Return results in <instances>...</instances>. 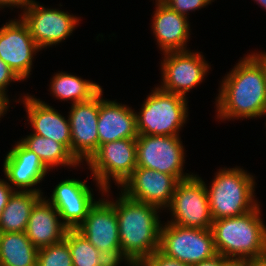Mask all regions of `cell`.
<instances>
[{"label":"cell","instance_id":"8fae6325","mask_svg":"<svg viewBox=\"0 0 266 266\" xmlns=\"http://www.w3.org/2000/svg\"><path fill=\"white\" fill-rule=\"evenodd\" d=\"M161 61L162 90L187 97L191 89L199 85L208 73L209 63L200 52L171 51L163 53Z\"/></svg>","mask_w":266,"mask_h":266},{"label":"cell","instance_id":"44dd1931","mask_svg":"<svg viewBox=\"0 0 266 266\" xmlns=\"http://www.w3.org/2000/svg\"><path fill=\"white\" fill-rule=\"evenodd\" d=\"M46 198L48 197L42 196L33 206L25 231L28 239L38 249L61 242L69 229Z\"/></svg>","mask_w":266,"mask_h":266},{"label":"cell","instance_id":"836d02e7","mask_svg":"<svg viewBox=\"0 0 266 266\" xmlns=\"http://www.w3.org/2000/svg\"><path fill=\"white\" fill-rule=\"evenodd\" d=\"M191 266H223V256L217 254L208 260H204Z\"/></svg>","mask_w":266,"mask_h":266},{"label":"cell","instance_id":"2e32d148","mask_svg":"<svg viewBox=\"0 0 266 266\" xmlns=\"http://www.w3.org/2000/svg\"><path fill=\"white\" fill-rule=\"evenodd\" d=\"M85 182L75 178L62 180L53 189L51 199H47L69 229H76L97 201Z\"/></svg>","mask_w":266,"mask_h":266},{"label":"cell","instance_id":"7c38bea8","mask_svg":"<svg viewBox=\"0 0 266 266\" xmlns=\"http://www.w3.org/2000/svg\"><path fill=\"white\" fill-rule=\"evenodd\" d=\"M36 45L42 50L67 39L79 23L80 17L57 8H46L33 0L20 14Z\"/></svg>","mask_w":266,"mask_h":266},{"label":"cell","instance_id":"6da1fadb","mask_svg":"<svg viewBox=\"0 0 266 266\" xmlns=\"http://www.w3.org/2000/svg\"><path fill=\"white\" fill-rule=\"evenodd\" d=\"M247 55L222 79L215 98L217 119L241 120L266 115L264 72L261 64L251 54Z\"/></svg>","mask_w":266,"mask_h":266},{"label":"cell","instance_id":"9a60e30c","mask_svg":"<svg viewBox=\"0 0 266 266\" xmlns=\"http://www.w3.org/2000/svg\"><path fill=\"white\" fill-rule=\"evenodd\" d=\"M179 180L148 168H136L120 186L129 198L164 210L171 202Z\"/></svg>","mask_w":266,"mask_h":266},{"label":"cell","instance_id":"d6a6232c","mask_svg":"<svg viewBox=\"0 0 266 266\" xmlns=\"http://www.w3.org/2000/svg\"><path fill=\"white\" fill-rule=\"evenodd\" d=\"M33 0H0V8H21L24 11Z\"/></svg>","mask_w":266,"mask_h":266},{"label":"cell","instance_id":"484cf974","mask_svg":"<svg viewBox=\"0 0 266 266\" xmlns=\"http://www.w3.org/2000/svg\"><path fill=\"white\" fill-rule=\"evenodd\" d=\"M64 240L69 246L73 266H117L76 229H68Z\"/></svg>","mask_w":266,"mask_h":266},{"label":"cell","instance_id":"4316f807","mask_svg":"<svg viewBox=\"0 0 266 266\" xmlns=\"http://www.w3.org/2000/svg\"><path fill=\"white\" fill-rule=\"evenodd\" d=\"M37 266H73L69 246L65 240L38 249Z\"/></svg>","mask_w":266,"mask_h":266},{"label":"cell","instance_id":"74e56055","mask_svg":"<svg viewBox=\"0 0 266 266\" xmlns=\"http://www.w3.org/2000/svg\"><path fill=\"white\" fill-rule=\"evenodd\" d=\"M255 2H257L258 5H260L263 9L266 10V0H254Z\"/></svg>","mask_w":266,"mask_h":266},{"label":"cell","instance_id":"5b68a950","mask_svg":"<svg viewBox=\"0 0 266 266\" xmlns=\"http://www.w3.org/2000/svg\"><path fill=\"white\" fill-rule=\"evenodd\" d=\"M188 99L155 87L136 112L137 132L142 135L180 136L188 117Z\"/></svg>","mask_w":266,"mask_h":266},{"label":"cell","instance_id":"4dcf8cb0","mask_svg":"<svg viewBox=\"0 0 266 266\" xmlns=\"http://www.w3.org/2000/svg\"><path fill=\"white\" fill-rule=\"evenodd\" d=\"M14 191L15 190L8 184L7 180L0 179V216Z\"/></svg>","mask_w":266,"mask_h":266},{"label":"cell","instance_id":"ac0fdd59","mask_svg":"<svg viewBox=\"0 0 266 266\" xmlns=\"http://www.w3.org/2000/svg\"><path fill=\"white\" fill-rule=\"evenodd\" d=\"M103 90L99 92L98 138L101 144L120 139L138 137L136 112L126 104L116 100L103 99Z\"/></svg>","mask_w":266,"mask_h":266},{"label":"cell","instance_id":"277c9868","mask_svg":"<svg viewBox=\"0 0 266 266\" xmlns=\"http://www.w3.org/2000/svg\"><path fill=\"white\" fill-rule=\"evenodd\" d=\"M254 178L239 167H224L216 172L211 185L206 184L213 221L243 215L260 203L254 199Z\"/></svg>","mask_w":266,"mask_h":266},{"label":"cell","instance_id":"5bb4252c","mask_svg":"<svg viewBox=\"0 0 266 266\" xmlns=\"http://www.w3.org/2000/svg\"><path fill=\"white\" fill-rule=\"evenodd\" d=\"M71 129V154L81 164L99 148V93L92 99L71 105L68 112Z\"/></svg>","mask_w":266,"mask_h":266},{"label":"cell","instance_id":"83f0119b","mask_svg":"<svg viewBox=\"0 0 266 266\" xmlns=\"http://www.w3.org/2000/svg\"><path fill=\"white\" fill-rule=\"evenodd\" d=\"M172 10L187 17L189 11L199 10L211 4L214 0H161Z\"/></svg>","mask_w":266,"mask_h":266},{"label":"cell","instance_id":"603a6c76","mask_svg":"<svg viewBox=\"0 0 266 266\" xmlns=\"http://www.w3.org/2000/svg\"><path fill=\"white\" fill-rule=\"evenodd\" d=\"M37 255L25 232L0 233V266H37Z\"/></svg>","mask_w":266,"mask_h":266},{"label":"cell","instance_id":"ba28073f","mask_svg":"<svg viewBox=\"0 0 266 266\" xmlns=\"http://www.w3.org/2000/svg\"><path fill=\"white\" fill-rule=\"evenodd\" d=\"M167 209L171 212L169 223L195 229L212 227L206 184L196 174L178 182Z\"/></svg>","mask_w":266,"mask_h":266},{"label":"cell","instance_id":"f1b7e54d","mask_svg":"<svg viewBox=\"0 0 266 266\" xmlns=\"http://www.w3.org/2000/svg\"><path fill=\"white\" fill-rule=\"evenodd\" d=\"M137 266H190L179 262L178 260L169 258L159 250L155 251L151 256L144 258Z\"/></svg>","mask_w":266,"mask_h":266},{"label":"cell","instance_id":"e0dca14e","mask_svg":"<svg viewBox=\"0 0 266 266\" xmlns=\"http://www.w3.org/2000/svg\"><path fill=\"white\" fill-rule=\"evenodd\" d=\"M3 171L8 184L15 191H31L43 193L41 189L34 187L40 184L49 170L40 158L31 150L27 149L20 141L7 152ZM10 182V183H9ZM18 187V188H17ZM32 187V188H30Z\"/></svg>","mask_w":266,"mask_h":266},{"label":"cell","instance_id":"7402d4cb","mask_svg":"<svg viewBox=\"0 0 266 266\" xmlns=\"http://www.w3.org/2000/svg\"><path fill=\"white\" fill-rule=\"evenodd\" d=\"M43 193L14 191L0 216V233L25 232L31 210Z\"/></svg>","mask_w":266,"mask_h":266},{"label":"cell","instance_id":"d4e9b609","mask_svg":"<svg viewBox=\"0 0 266 266\" xmlns=\"http://www.w3.org/2000/svg\"><path fill=\"white\" fill-rule=\"evenodd\" d=\"M20 142L29 150L34 152L42 163L50 170L58 166L80 167L81 165L71 152L61 143L50 138L30 133L22 138Z\"/></svg>","mask_w":266,"mask_h":266},{"label":"cell","instance_id":"3957f363","mask_svg":"<svg viewBox=\"0 0 266 266\" xmlns=\"http://www.w3.org/2000/svg\"><path fill=\"white\" fill-rule=\"evenodd\" d=\"M260 204L243 215L212 222L217 254L223 257L260 258L266 256V225Z\"/></svg>","mask_w":266,"mask_h":266},{"label":"cell","instance_id":"7a4b0ae2","mask_svg":"<svg viewBox=\"0 0 266 266\" xmlns=\"http://www.w3.org/2000/svg\"><path fill=\"white\" fill-rule=\"evenodd\" d=\"M121 263L137 266L160 247L161 209L133 200L123 192L115 200Z\"/></svg>","mask_w":266,"mask_h":266},{"label":"cell","instance_id":"ffe728a7","mask_svg":"<svg viewBox=\"0 0 266 266\" xmlns=\"http://www.w3.org/2000/svg\"><path fill=\"white\" fill-rule=\"evenodd\" d=\"M155 1L151 29L160 51L188 50L187 43L191 35L188 17L178 14L161 0Z\"/></svg>","mask_w":266,"mask_h":266},{"label":"cell","instance_id":"d6986e66","mask_svg":"<svg viewBox=\"0 0 266 266\" xmlns=\"http://www.w3.org/2000/svg\"><path fill=\"white\" fill-rule=\"evenodd\" d=\"M33 133L63 144L71 152V129L69 118L58 110L28 93L22 101Z\"/></svg>","mask_w":266,"mask_h":266},{"label":"cell","instance_id":"30bf717a","mask_svg":"<svg viewBox=\"0 0 266 266\" xmlns=\"http://www.w3.org/2000/svg\"><path fill=\"white\" fill-rule=\"evenodd\" d=\"M76 230L117 266L121 264V246L115 200L101 198L96 201Z\"/></svg>","mask_w":266,"mask_h":266},{"label":"cell","instance_id":"cb8c5ba5","mask_svg":"<svg viewBox=\"0 0 266 266\" xmlns=\"http://www.w3.org/2000/svg\"><path fill=\"white\" fill-rule=\"evenodd\" d=\"M50 82V93L57 100L72 101V104L85 102L96 96L102 87L90 80L66 72H58Z\"/></svg>","mask_w":266,"mask_h":266},{"label":"cell","instance_id":"8992f818","mask_svg":"<svg viewBox=\"0 0 266 266\" xmlns=\"http://www.w3.org/2000/svg\"><path fill=\"white\" fill-rule=\"evenodd\" d=\"M86 163L96 187L101 190V194H108V197L111 178L120 188L137 167L136 139H120L101 144Z\"/></svg>","mask_w":266,"mask_h":266},{"label":"cell","instance_id":"f546056e","mask_svg":"<svg viewBox=\"0 0 266 266\" xmlns=\"http://www.w3.org/2000/svg\"><path fill=\"white\" fill-rule=\"evenodd\" d=\"M22 81L17 74L0 58V90L7 93L11 82Z\"/></svg>","mask_w":266,"mask_h":266},{"label":"cell","instance_id":"e575fe53","mask_svg":"<svg viewBox=\"0 0 266 266\" xmlns=\"http://www.w3.org/2000/svg\"><path fill=\"white\" fill-rule=\"evenodd\" d=\"M10 99L8 98L7 93L0 90V118L6 114L9 105H10Z\"/></svg>","mask_w":266,"mask_h":266},{"label":"cell","instance_id":"d590c367","mask_svg":"<svg viewBox=\"0 0 266 266\" xmlns=\"http://www.w3.org/2000/svg\"><path fill=\"white\" fill-rule=\"evenodd\" d=\"M251 55L261 64L264 76H265V83H266V52H256L251 53Z\"/></svg>","mask_w":266,"mask_h":266},{"label":"cell","instance_id":"4fadbf2b","mask_svg":"<svg viewBox=\"0 0 266 266\" xmlns=\"http://www.w3.org/2000/svg\"><path fill=\"white\" fill-rule=\"evenodd\" d=\"M40 50L21 18L0 27V58L22 81L31 75L33 58Z\"/></svg>","mask_w":266,"mask_h":266},{"label":"cell","instance_id":"9c48e42d","mask_svg":"<svg viewBox=\"0 0 266 266\" xmlns=\"http://www.w3.org/2000/svg\"><path fill=\"white\" fill-rule=\"evenodd\" d=\"M137 167L175 176L179 181L193 175L183 172L185 148L179 136L142 135L136 138Z\"/></svg>","mask_w":266,"mask_h":266},{"label":"cell","instance_id":"8d00e7d4","mask_svg":"<svg viewBox=\"0 0 266 266\" xmlns=\"http://www.w3.org/2000/svg\"><path fill=\"white\" fill-rule=\"evenodd\" d=\"M252 266H266V256L253 259Z\"/></svg>","mask_w":266,"mask_h":266},{"label":"cell","instance_id":"1f68e13d","mask_svg":"<svg viewBox=\"0 0 266 266\" xmlns=\"http://www.w3.org/2000/svg\"><path fill=\"white\" fill-rule=\"evenodd\" d=\"M252 258L223 257V266H252Z\"/></svg>","mask_w":266,"mask_h":266},{"label":"cell","instance_id":"52a82bcc","mask_svg":"<svg viewBox=\"0 0 266 266\" xmlns=\"http://www.w3.org/2000/svg\"><path fill=\"white\" fill-rule=\"evenodd\" d=\"M159 251L190 266L217 255L211 229L187 228L169 222L161 225Z\"/></svg>","mask_w":266,"mask_h":266}]
</instances>
